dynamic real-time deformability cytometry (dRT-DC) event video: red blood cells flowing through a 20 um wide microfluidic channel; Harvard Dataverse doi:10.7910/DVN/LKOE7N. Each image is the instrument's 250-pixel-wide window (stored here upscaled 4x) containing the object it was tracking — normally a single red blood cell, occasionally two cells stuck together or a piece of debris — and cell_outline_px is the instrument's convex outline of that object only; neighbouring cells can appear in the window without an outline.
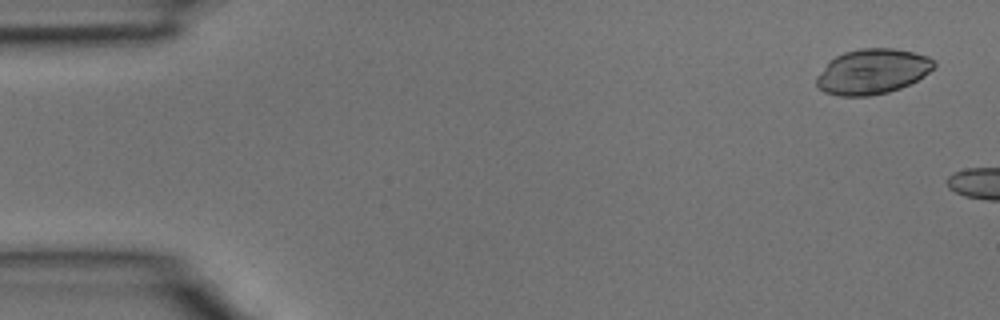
{"species": "common noctule bat (a hibernating species)", "species_latin": "Nyctalus noctula", "temperature_condition": "room temperature", "stored_images_in_passage": 2, "camera_frame_rate_fps": 3000, "um_per_image_px": 0.085, "animal": {"sex": "male", "body_mass_g": 15.6}, "frame": {"image": 1, "passage_image": 1, "time_ms": 0.0, "image_size_px": [1000, 320], "cell_outline_px": [[936, 64], [924, 76], [900, 88], [888, 92], [868, 96], [840, 96], [824, 92], [816, 84], [816, 76], [828, 60], [844, 52], [860, 48], [892, 48], [916, 52], [928, 56]], "centroid_in_image_um": [74.12, 6.07], "position_along_channel_um": 10.9, "area_um2": 30.98}}